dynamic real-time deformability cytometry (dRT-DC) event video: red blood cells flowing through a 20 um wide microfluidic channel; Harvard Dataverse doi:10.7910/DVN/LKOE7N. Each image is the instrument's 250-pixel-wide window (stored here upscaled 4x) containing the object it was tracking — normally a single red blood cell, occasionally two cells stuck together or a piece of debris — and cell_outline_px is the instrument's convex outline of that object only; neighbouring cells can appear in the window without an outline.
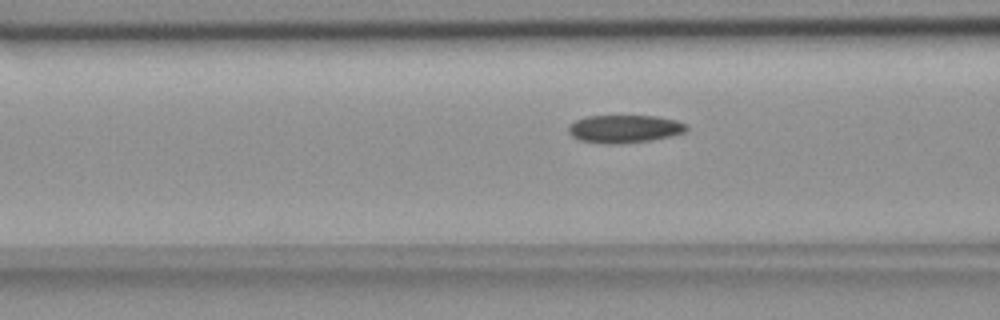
{"species": "common noctule bat (a hibernating species)", "species_latin": "Nyctalus noctula", "temperature_condition": "room temperature", "stored_images_in_passage": 52, "camera_frame_rate_fps": 3000, "um_per_image_px": 0.085, "animal": {"sex": "female", "body_mass_g": 18.4}, "frame": {"image": 1, "passage_image": 18, "time_ms": 5.667, "image_size_px": [1000, 320], "cell_outline_px": [[688, 128], [684, 132], [672, 136], [652, 140], [616, 144], [608, 144], [580, 140], [572, 136], [568, 132], [568, 124], [576, 120], [588, 116], [656, 116], [676, 120], [688, 124]], "centroid_in_image_um": [53.09, 10.95], "position_along_channel_um": 113.5, "area_um2": 19.25}}
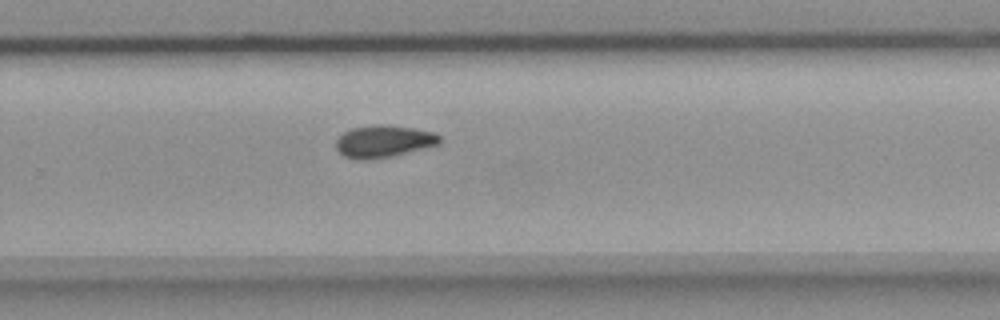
{"frame": {"image": 2, "passage_image": 33, "time_ms": 10.667, "image_size_px": [1000, 320], "cell_outline_px": [[440, 144], [388, 156], [368, 160], [360, 160], [344, 156], [336, 148], [336, 140], [344, 132], [352, 128], [380, 124], [384, 124], [412, 128], [436, 132], [440, 136]], "centroid_in_image_um": [32.6, 12.0], "position_along_channel_um": 297.2, "area_um2": 19.13}}
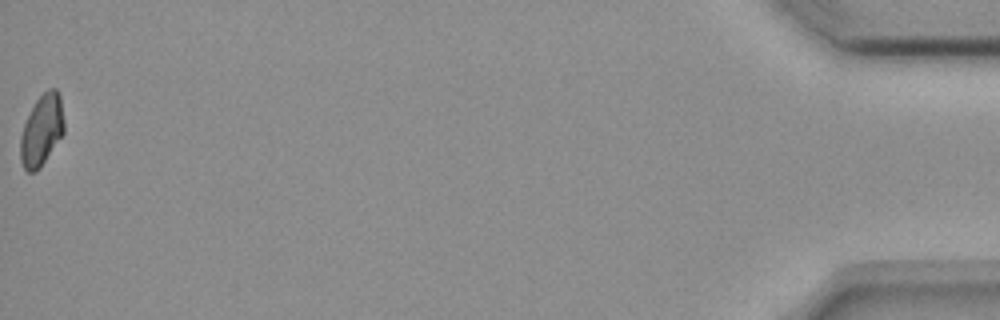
{"frame": {"image": 3, "passage_image": 52, "time_ms": 17.0, "image_size_px": [1000, 320], "cell_outline_px": [[64, 132], [40, 168], [36, 172], [28, 172], [24, 168], [20, 160], [20, 136], [24, 124], [36, 100], [48, 88], [56, 88], [60, 96], [64, 124]], "centroid_in_image_um": [3.54, 11.08], "position_along_channel_um": 431.7, "area_um2": 17.98}}